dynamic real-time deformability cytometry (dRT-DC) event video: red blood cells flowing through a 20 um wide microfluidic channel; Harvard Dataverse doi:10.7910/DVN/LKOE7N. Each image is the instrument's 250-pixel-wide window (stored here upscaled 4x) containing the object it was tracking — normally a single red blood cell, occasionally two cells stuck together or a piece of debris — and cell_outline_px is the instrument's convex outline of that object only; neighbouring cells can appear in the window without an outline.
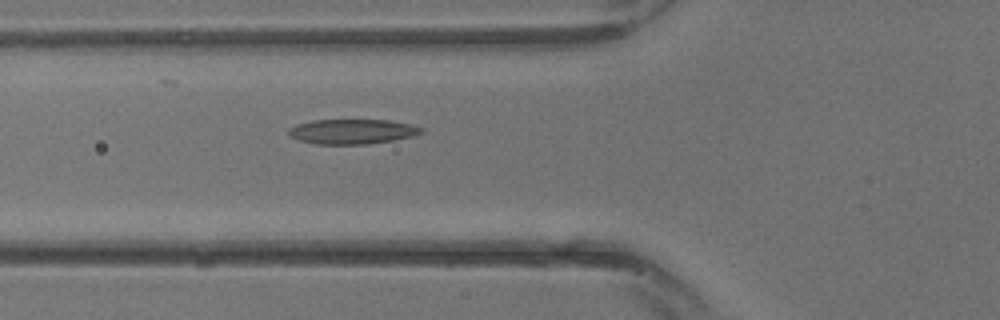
{"species": "common noctule bat (a hibernating species)", "species_latin": "Nyctalus noctula", "temperature_condition": "warm", "stored_images_in_passage": 31, "camera_frame_rate_fps": 3000, "um_per_image_px": 0.085, "animal": {"sex": "male", "body_mass_g": 13.3}, "frame": {"image": 1, "passage_image": 12, "time_ms": 3.667, "image_size_px": [1000, 320], "cell_outline_px": [[424, 132], [412, 136], [392, 140], [368, 144], [316, 144], [300, 140], [288, 136], [288, 128], [296, 124], [312, 120], [388, 120], [412, 124], [424, 128]], "centroid_in_image_um": [29.93, 11.17], "position_along_channel_um": 95.9, "area_um2": 19.31}}
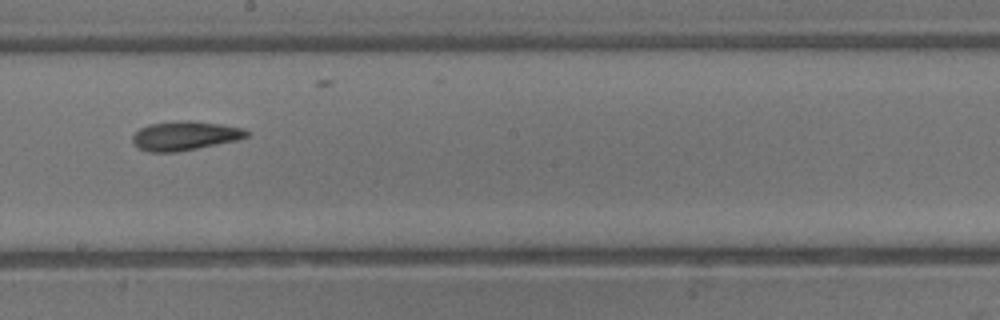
{"frame": {"image": 2, "passage_image": 18, "time_ms": 5.667, "image_size_px": [1000, 320], "cell_outline_px": [[252, 132], [248, 136], [236, 140], [176, 152], [148, 152], [132, 144], [132, 136], [140, 128], [148, 124], [184, 120], [188, 120], [220, 124], [244, 128]], "centroid_in_image_um": [15.71, 11.53], "position_along_channel_um": 232.5, "area_um2": 19.31}}
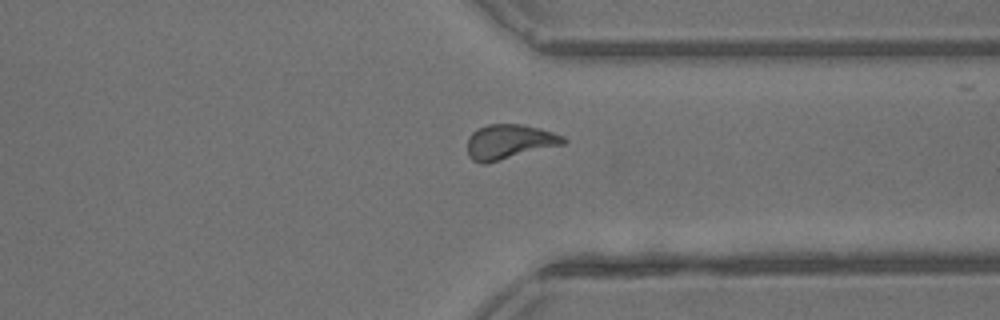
{"frame": {"image": 3, "passage_image": 24, "time_ms": 7.667, "image_size_px": [1000, 320], "cell_outline_px": [[568, 140], [564, 144], [484, 164], [480, 164], [472, 160], [468, 156], [468, 136], [476, 128], [488, 124], [520, 124], [540, 128], [564, 136]], "centroid_in_image_um": [43.27, 12.04], "position_along_channel_um": 368.1, "area_um2": 19.48}}